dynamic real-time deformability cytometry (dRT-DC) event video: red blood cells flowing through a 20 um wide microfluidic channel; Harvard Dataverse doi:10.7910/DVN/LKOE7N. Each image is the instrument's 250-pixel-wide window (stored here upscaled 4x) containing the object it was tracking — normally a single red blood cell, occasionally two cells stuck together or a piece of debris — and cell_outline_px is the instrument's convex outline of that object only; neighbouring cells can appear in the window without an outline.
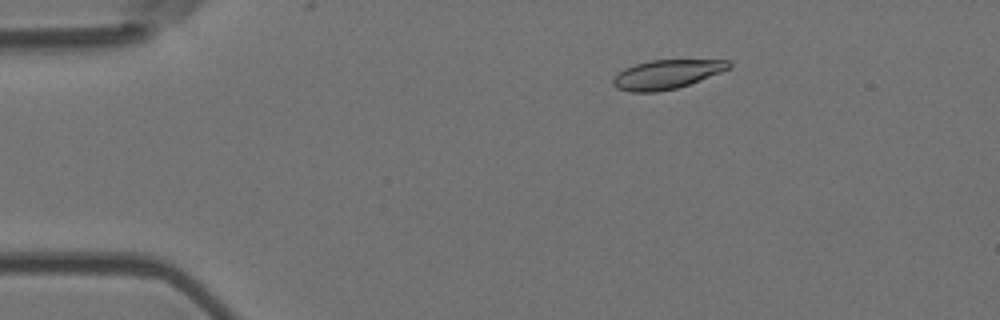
{"species": "Egyptian fruit bat (a non-hibernating species)", "species_latin": "Rousettus aegyptiacus", "temperature_condition": "room temperature", "stored_images_in_passage": 5, "camera_frame_rate_fps": 3000, "um_per_image_px": 0.085, "animal": {"sex": "female"}, "frame": {"image": 1, "passage_image": 3, "time_ms": 0.667, "image_size_px": [1000, 320], "cell_outline_px": [[732, 68], [688, 84], [676, 88], [656, 92], [628, 92], [616, 88], [612, 84], [612, 80], [624, 68], [636, 64], [652, 60], [728, 60], [732, 64]], "centroid_in_image_um": [56.66, 6.32], "position_along_channel_um": 28.3, "area_um2": 19.48}}
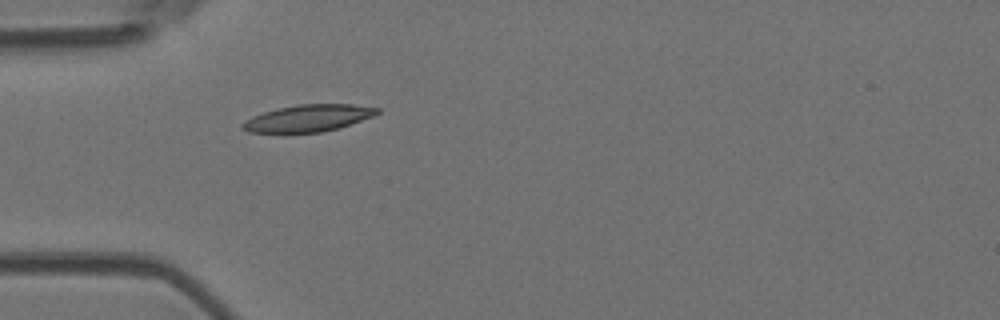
{"frame": {"image": 2, "passage_image": 5, "time_ms": 1.333, "image_size_px": [1000, 320], "cell_outline_px": [[380, 112], [372, 116], [336, 128], [320, 132], [248, 132], [240, 128], [240, 124], [252, 116], [276, 108], [296, 104], [352, 104], [380, 108]], "centroid_in_image_um": [26.15, 10.03], "position_along_channel_um": 58.9, "area_um2": 20.87}}